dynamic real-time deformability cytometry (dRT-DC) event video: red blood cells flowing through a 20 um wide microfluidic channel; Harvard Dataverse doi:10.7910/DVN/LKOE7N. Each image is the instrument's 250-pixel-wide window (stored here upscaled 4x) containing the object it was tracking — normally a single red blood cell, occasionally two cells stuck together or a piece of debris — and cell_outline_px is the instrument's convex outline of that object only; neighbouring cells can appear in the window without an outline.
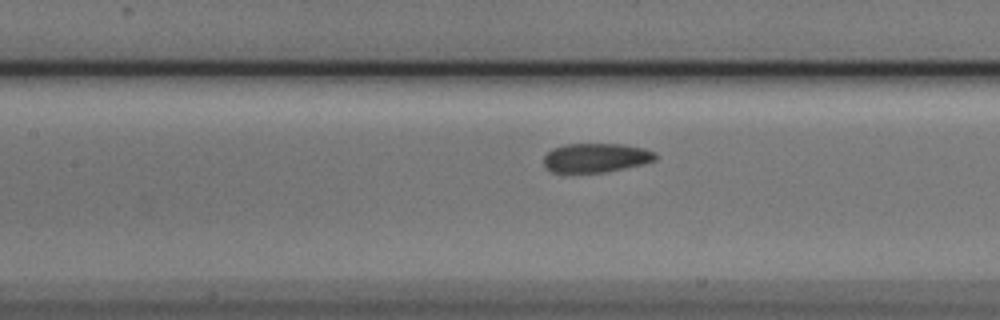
{"species": "Egyptian fruit bat (a non-hibernating species)", "species_latin": "Rousettus aegyptiacus", "temperature_condition": "cold", "stored_images_in_passage": 4, "camera_frame_rate_fps": 3000, "um_per_image_px": 0.085, "animal": {"sex": "male"}, "frame": {"image": 1, "passage_image": 4, "time_ms": 1.0, "image_size_px": [1000, 320], "cell_outline_px": [[656, 160], [644, 164], [604, 172], [552, 172], [544, 164], [544, 156], [552, 148], [564, 144], [624, 144], [644, 148], [656, 152]], "centroid_in_image_um": [50.68, 13.4], "position_along_channel_um": 156.7, "area_um2": 18.96}}